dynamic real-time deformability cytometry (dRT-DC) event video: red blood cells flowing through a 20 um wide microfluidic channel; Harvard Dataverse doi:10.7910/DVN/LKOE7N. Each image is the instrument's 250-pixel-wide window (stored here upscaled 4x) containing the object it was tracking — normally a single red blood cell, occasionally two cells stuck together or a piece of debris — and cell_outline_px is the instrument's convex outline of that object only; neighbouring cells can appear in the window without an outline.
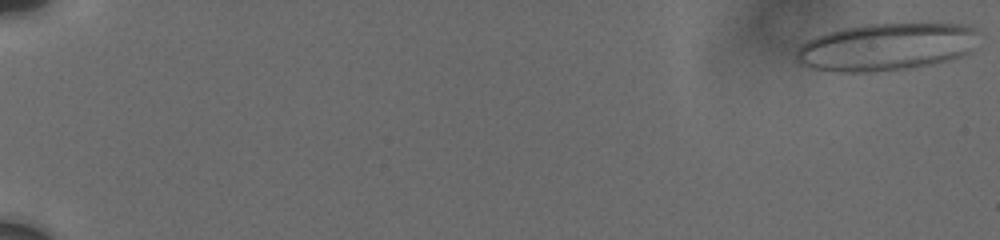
{"species": "human", "species_latin": "Homo sapiens", "temperature_condition": "cold", "stored_images_in_passage": 53, "camera_frame_rate_fps": 3000, "um_per_image_px": 0.085, "donor": {"sex": "male"}, "frame": {"image": 1, "passage_image": 1, "time_ms": 0.0, "image_size_px": [1000, 240], "cell_outline_px": [[972, 32], [968, 52], [960, 56], [948, 60], [932, 64], [912, 68], [868, 72], [840, 72], [812, 68], [800, 64], [796, 60], [796, 52], [800, 44], [816, 36], [840, 28], [868, 24], [964, 24], [972, 28]], "centroid_in_image_um": [75.18, 4.0], "position_along_channel_um": 9.8, "area_um2": 49.59}}
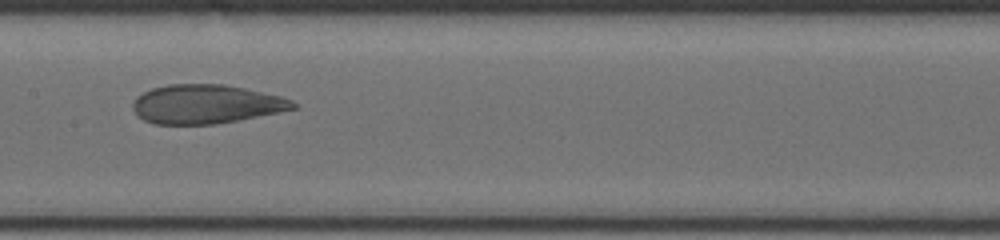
{"frame": {"image": 2, "passage_image": 37, "time_ms": 10.333, "image_size_px": [1000, 240], "cell_outline_px": [[296, 108], [236, 120], [212, 124], [156, 124], [144, 120], [132, 108], [132, 104], [136, 96], [152, 88], [168, 84], [224, 84], [244, 88], [280, 96], [292, 100], [296, 104]], "centroid_in_image_um": [17.47, 8.84], "position_along_channel_um": 189.9, "area_um2": 35.95}}
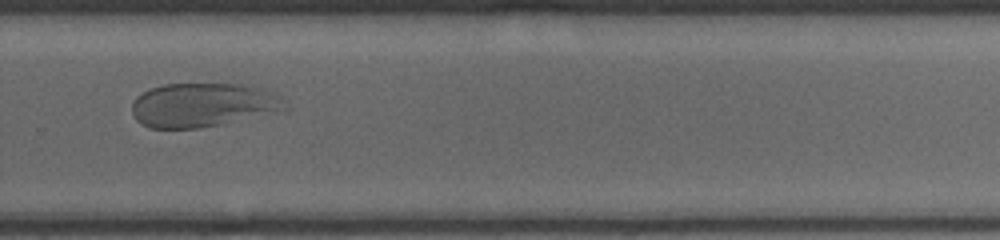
{"frame": {"image": 3, "passage_image": 49, "time_ms": 13.667, "image_size_px": [1000, 240], "cell_outline_px": [[288, 108], [220, 124], [200, 128], [148, 128], [140, 124], [136, 120], [132, 112], [132, 104], [136, 96], [152, 88], [164, 84], [240, 84], [256, 88], [268, 92], [276, 96]], "centroid_in_image_um": [17.1, 8.93], "position_along_channel_um": 312.7, "area_um2": 38.32}}